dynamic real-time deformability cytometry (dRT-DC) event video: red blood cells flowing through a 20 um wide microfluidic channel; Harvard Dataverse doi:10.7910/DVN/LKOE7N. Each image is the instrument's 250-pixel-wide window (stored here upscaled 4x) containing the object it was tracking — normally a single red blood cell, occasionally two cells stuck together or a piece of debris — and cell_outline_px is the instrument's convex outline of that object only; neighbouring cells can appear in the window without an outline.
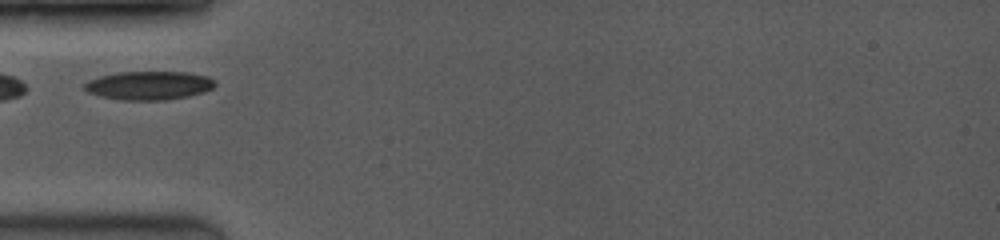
{"species": "common noctule bat (a hibernating species)", "species_latin": "Nyctalus noctula", "temperature_condition": "room temperature", "stored_images_in_passage": 2, "camera_frame_rate_fps": 3500, "um_per_image_px": 0.085, "animal": {"sex": "female", "body_mass_g": 19.0, "forearm_length_mm": 53.3}, "frame": {"image": 1, "passage_image": 1, "time_ms": 0.0, "image_size_px": [1000, 240], "cell_outline_px": [[216, 84], [212, 88], [204, 92], [188, 96], [164, 100], [120, 100], [100, 96], [88, 92], [84, 88], [84, 84], [88, 80], [100, 76], [116, 72], [188, 72], [208, 76]], "centroid_in_image_um": [12.64, 7.26], "position_along_channel_um": 72.4, "area_um2": 21.79}}